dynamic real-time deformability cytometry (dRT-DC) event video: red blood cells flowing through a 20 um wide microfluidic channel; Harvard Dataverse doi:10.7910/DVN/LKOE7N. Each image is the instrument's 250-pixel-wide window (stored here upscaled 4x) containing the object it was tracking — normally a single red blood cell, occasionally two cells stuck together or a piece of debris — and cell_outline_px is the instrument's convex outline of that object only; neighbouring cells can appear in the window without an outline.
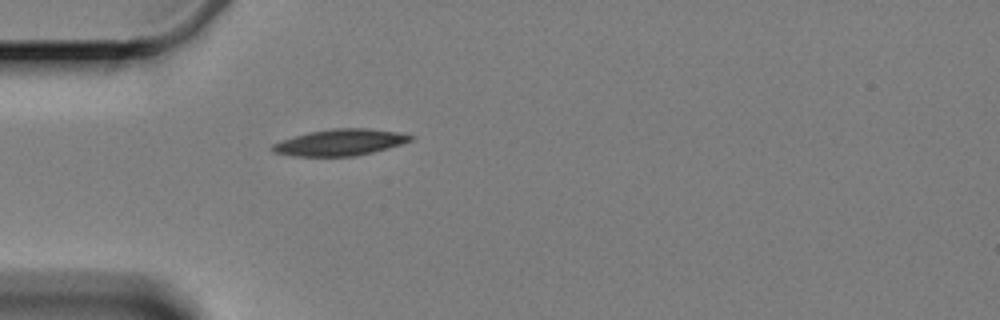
{"species": "Egyptian fruit bat (a non-hibernating species)", "species_latin": "Rousettus aegyptiacus", "temperature_condition": "cold", "stored_images_in_passage": 1, "camera_frame_rate_fps": 3000, "um_per_image_px": 0.085, "animal": {"sex": "female"}, "frame": {"image": 1, "passage_image": 1, "time_ms": 0.0, "image_size_px": [1000, 320], "cell_outline_px": [[416, 136], [412, 140], [388, 148], [356, 156], [292, 156], [272, 152], [272, 144], [308, 132], [332, 128], [368, 128], [396, 132]], "centroid_in_image_um": [28.92, 12.1], "position_along_channel_um": 56.1, "area_um2": 21.1}}